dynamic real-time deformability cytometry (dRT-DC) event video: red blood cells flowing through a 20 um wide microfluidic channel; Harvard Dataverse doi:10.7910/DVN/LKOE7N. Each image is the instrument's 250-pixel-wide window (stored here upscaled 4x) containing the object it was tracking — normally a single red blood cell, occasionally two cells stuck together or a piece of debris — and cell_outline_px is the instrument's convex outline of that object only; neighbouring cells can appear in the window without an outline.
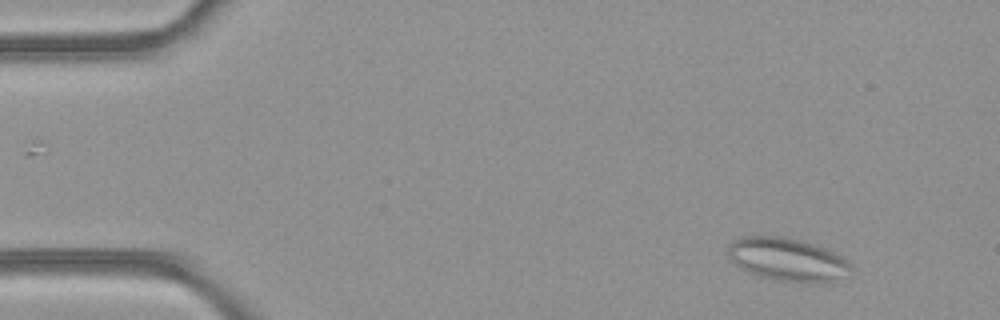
{"species": "common noctule bat (a hibernating species)", "species_latin": "Nyctalus noctula", "temperature_condition": "room temperature", "stored_images_in_passage": 4, "camera_frame_rate_fps": 3000, "um_per_image_px": 0.085, "animal": {"sex": "female", "body_mass_g": 21.9}, "frame": {"image": 1, "passage_image": 1, "time_ms": 0.0, "image_size_px": [1000, 320], "cell_outline_px": [[856, 272], [832, 284], [812, 284], [776, 280], [756, 276], [740, 268], [728, 256], [728, 244], [732, 240], [740, 236], [784, 236], [812, 244], [832, 252], [848, 260], [852, 264]], "centroid_in_image_um": [67.01, 22.11], "position_along_channel_um": 18.0, "area_um2": 31.85}}